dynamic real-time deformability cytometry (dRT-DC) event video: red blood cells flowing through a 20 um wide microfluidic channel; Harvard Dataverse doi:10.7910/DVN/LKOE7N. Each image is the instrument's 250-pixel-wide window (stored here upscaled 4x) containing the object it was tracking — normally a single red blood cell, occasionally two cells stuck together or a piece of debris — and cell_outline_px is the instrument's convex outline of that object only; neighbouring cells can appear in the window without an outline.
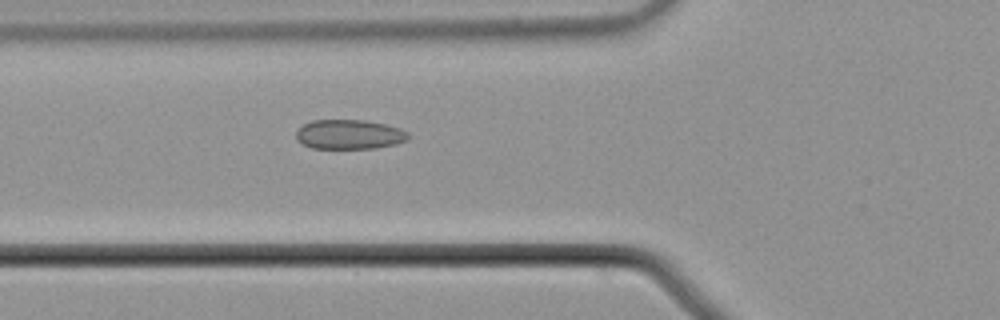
{"species": "common noctule bat (a hibernating species)", "species_latin": "Nyctalus noctula", "temperature_condition": "cold", "stored_images_in_passage": 42, "camera_frame_rate_fps": 3000, "um_per_image_px": 0.085, "animal": {"sex": "male", "body_mass_g": 21.5, "forearm_length_mm": 52.0}, "frame": {"image": 1, "passage_image": 7, "time_ms": 2.0, "image_size_px": [1000, 320], "cell_outline_px": [[408, 140], [396, 144], [376, 148], [312, 148], [296, 140], [296, 132], [304, 124], [312, 120], [364, 120], [384, 124], [400, 128], [408, 132]], "centroid_in_image_um": [29.7, 11.42], "position_along_channel_um": 96.1, "area_um2": 19.25}}
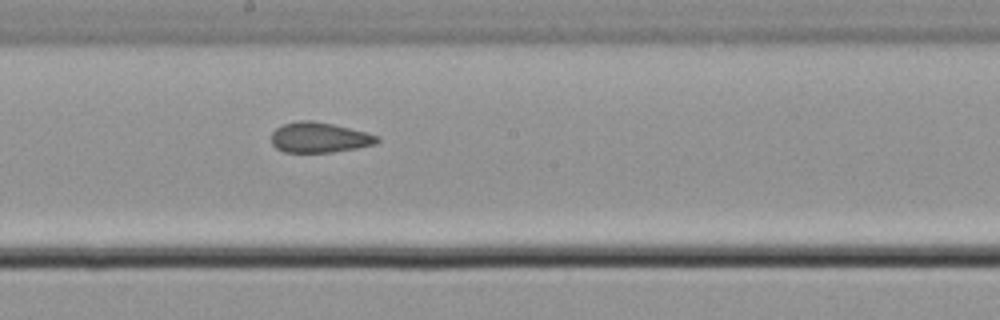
{"frame": {"image": 2, "passage_image": 17, "time_ms": 5.333, "image_size_px": [1000, 320], "cell_outline_px": [[380, 140], [376, 144], [356, 148], [332, 152], [284, 152], [276, 148], [272, 144], [272, 132], [276, 128], [284, 124], [300, 120], [312, 120], [332, 124], [380, 136]], "centroid_in_image_um": [27.14, 11.69], "position_along_channel_um": 221.1, "area_um2": 18.55}}
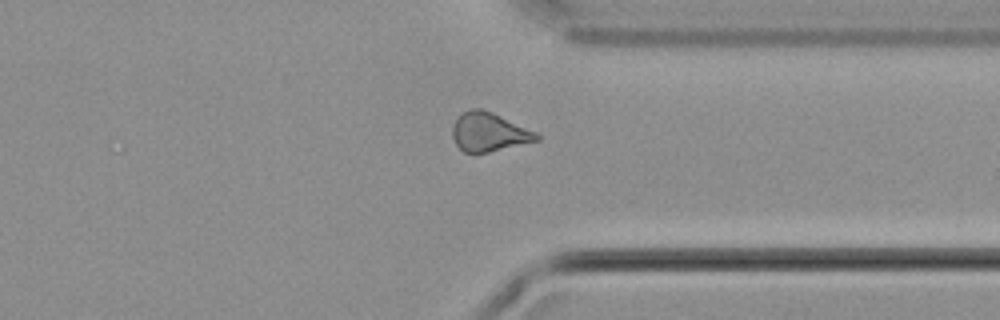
{"frame": {"image": 3, "passage_image": 29, "time_ms": 9.333, "image_size_px": [1000, 320], "cell_outline_px": [[540, 140], [488, 152], [464, 152], [456, 144], [452, 136], [452, 124], [464, 112], [472, 108], [480, 108], [492, 112], [536, 132], [540, 136]], "centroid_in_image_um": [41.56, 11.22], "position_along_channel_um": 369.8, "area_um2": 18.79}, "authors_computed_cell_mechanics": {"area_um2": 19.4208, "velocity_mm_per_s": 3.7379, "shape_relaxation_time_tau1_ms": null, "shape_relaxation_time_tau2_ms": 2.6151, "deformation_change_tau1": null, "deformation_change_tau2": 0.1046}}